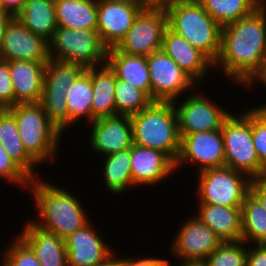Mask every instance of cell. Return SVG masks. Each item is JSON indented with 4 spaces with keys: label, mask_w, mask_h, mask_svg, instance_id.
<instances>
[{
    "label": "cell",
    "mask_w": 266,
    "mask_h": 266,
    "mask_svg": "<svg viewBox=\"0 0 266 266\" xmlns=\"http://www.w3.org/2000/svg\"><path fill=\"white\" fill-rule=\"evenodd\" d=\"M262 3L250 15L222 27L221 48L215 65L227 76L249 86L266 62V16Z\"/></svg>",
    "instance_id": "obj_1"
},
{
    "label": "cell",
    "mask_w": 266,
    "mask_h": 266,
    "mask_svg": "<svg viewBox=\"0 0 266 266\" xmlns=\"http://www.w3.org/2000/svg\"><path fill=\"white\" fill-rule=\"evenodd\" d=\"M35 179L32 178L29 186L42 222L32 221L33 224L65 239L89 223L80 202L74 195L50 183L38 179L36 182Z\"/></svg>",
    "instance_id": "obj_2"
},
{
    "label": "cell",
    "mask_w": 266,
    "mask_h": 266,
    "mask_svg": "<svg viewBox=\"0 0 266 266\" xmlns=\"http://www.w3.org/2000/svg\"><path fill=\"white\" fill-rule=\"evenodd\" d=\"M167 27L203 52L213 63L221 48L222 27L198 0H174L165 8Z\"/></svg>",
    "instance_id": "obj_3"
},
{
    "label": "cell",
    "mask_w": 266,
    "mask_h": 266,
    "mask_svg": "<svg viewBox=\"0 0 266 266\" xmlns=\"http://www.w3.org/2000/svg\"><path fill=\"white\" fill-rule=\"evenodd\" d=\"M174 102L153 101L130 116L133 144L160 150L176 162L181 148L178 117Z\"/></svg>",
    "instance_id": "obj_4"
},
{
    "label": "cell",
    "mask_w": 266,
    "mask_h": 266,
    "mask_svg": "<svg viewBox=\"0 0 266 266\" xmlns=\"http://www.w3.org/2000/svg\"><path fill=\"white\" fill-rule=\"evenodd\" d=\"M224 139V166L246 174L251 179L266 178L252 140V109L245 114L230 116L221 128Z\"/></svg>",
    "instance_id": "obj_5"
},
{
    "label": "cell",
    "mask_w": 266,
    "mask_h": 266,
    "mask_svg": "<svg viewBox=\"0 0 266 266\" xmlns=\"http://www.w3.org/2000/svg\"><path fill=\"white\" fill-rule=\"evenodd\" d=\"M15 117L27 152L38 162L55 156L60 130L49 120L40 103L16 104L8 109Z\"/></svg>",
    "instance_id": "obj_6"
},
{
    "label": "cell",
    "mask_w": 266,
    "mask_h": 266,
    "mask_svg": "<svg viewBox=\"0 0 266 266\" xmlns=\"http://www.w3.org/2000/svg\"><path fill=\"white\" fill-rule=\"evenodd\" d=\"M48 43L51 59L79 65L85 70L106 63L108 48L97 30L57 27Z\"/></svg>",
    "instance_id": "obj_7"
},
{
    "label": "cell",
    "mask_w": 266,
    "mask_h": 266,
    "mask_svg": "<svg viewBox=\"0 0 266 266\" xmlns=\"http://www.w3.org/2000/svg\"><path fill=\"white\" fill-rule=\"evenodd\" d=\"M230 167L210 168L200 171L198 195L200 202L228 207H241L250 193L252 180Z\"/></svg>",
    "instance_id": "obj_8"
},
{
    "label": "cell",
    "mask_w": 266,
    "mask_h": 266,
    "mask_svg": "<svg viewBox=\"0 0 266 266\" xmlns=\"http://www.w3.org/2000/svg\"><path fill=\"white\" fill-rule=\"evenodd\" d=\"M166 28L167 14L164 8H144L115 48L122 53L147 57L162 49Z\"/></svg>",
    "instance_id": "obj_9"
},
{
    "label": "cell",
    "mask_w": 266,
    "mask_h": 266,
    "mask_svg": "<svg viewBox=\"0 0 266 266\" xmlns=\"http://www.w3.org/2000/svg\"><path fill=\"white\" fill-rule=\"evenodd\" d=\"M146 61L153 101L175 102L176 96L179 97L180 93L183 94L194 83V80L162 49L148 55Z\"/></svg>",
    "instance_id": "obj_10"
},
{
    "label": "cell",
    "mask_w": 266,
    "mask_h": 266,
    "mask_svg": "<svg viewBox=\"0 0 266 266\" xmlns=\"http://www.w3.org/2000/svg\"><path fill=\"white\" fill-rule=\"evenodd\" d=\"M143 9L135 0H98L97 31L103 44L116 47Z\"/></svg>",
    "instance_id": "obj_11"
},
{
    "label": "cell",
    "mask_w": 266,
    "mask_h": 266,
    "mask_svg": "<svg viewBox=\"0 0 266 266\" xmlns=\"http://www.w3.org/2000/svg\"><path fill=\"white\" fill-rule=\"evenodd\" d=\"M49 43L25 27L17 17L7 23L0 48V60L48 62Z\"/></svg>",
    "instance_id": "obj_12"
},
{
    "label": "cell",
    "mask_w": 266,
    "mask_h": 266,
    "mask_svg": "<svg viewBox=\"0 0 266 266\" xmlns=\"http://www.w3.org/2000/svg\"><path fill=\"white\" fill-rule=\"evenodd\" d=\"M188 160L200 164L199 171L223 167L225 153L221 129L184 135L175 167Z\"/></svg>",
    "instance_id": "obj_13"
},
{
    "label": "cell",
    "mask_w": 266,
    "mask_h": 266,
    "mask_svg": "<svg viewBox=\"0 0 266 266\" xmlns=\"http://www.w3.org/2000/svg\"><path fill=\"white\" fill-rule=\"evenodd\" d=\"M175 110L178 117L180 137L184 135L219 130L230 116L217 105L198 95H191Z\"/></svg>",
    "instance_id": "obj_14"
},
{
    "label": "cell",
    "mask_w": 266,
    "mask_h": 266,
    "mask_svg": "<svg viewBox=\"0 0 266 266\" xmlns=\"http://www.w3.org/2000/svg\"><path fill=\"white\" fill-rule=\"evenodd\" d=\"M172 245L174 256L183 261H205L222 240L197 217L188 219Z\"/></svg>",
    "instance_id": "obj_15"
},
{
    "label": "cell",
    "mask_w": 266,
    "mask_h": 266,
    "mask_svg": "<svg viewBox=\"0 0 266 266\" xmlns=\"http://www.w3.org/2000/svg\"><path fill=\"white\" fill-rule=\"evenodd\" d=\"M92 123L90 142L95 151L109 155L132 147L133 133L130 116L101 117Z\"/></svg>",
    "instance_id": "obj_16"
},
{
    "label": "cell",
    "mask_w": 266,
    "mask_h": 266,
    "mask_svg": "<svg viewBox=\"0 0 266 266\" xmlns=\"http://www.w3.org/2000/svg\"><path fill=\"white\" fill-rule=\"evenodd\" d=\"M14 89V105L39 103L44 86L47 62L25 60L6 61Z\"/></svg>",
    "instance_id": "obj_17"
},
{
    "label": "cell",
    "mask_w": 266,
    "mask_h": 266,
    "mask_svg": "<svg viewBox=\"0 0 266 266\" xmlns=\"http://www.w3.org/2000/svg\"><path fill=\"white\" fill-rule=\"evenodd\" d=\"M93 230L89 222L64 239L68 266H95L113 253Z\"/></svg>",
    "instance_id": "obj_18"
},
{
    "label": "cell",
    "mask_w": 266,
    "mask_h": 266,
    "mask_svg": "<svg viewBox=\"0 0 266 266\" xmlns=\"http://www.w3.org/2000/svg\"><path fill=\"white\" fill-rule=\"evenodd\" d=\"M175 162L164 152L156 149L131 147V176L133 186L150 185L162 180L175 170Z\"/></svg>",
    "instance_id": "obj_19"
},
{
    "label": "cell",
    "mask_w": 266,
    "mask_h": 266,
    "mask_svg": "<svg viewBox=\"0 0 266 266\" xmlns=\"http://www.w3.org/2000/svg\"><path fill=\"white\" fill-rule=\"evenodd\" d=\"M162 50L195 82L207 73L208 66L214 65L203 52L168 27L163 33Z\"/></svg>",
    "instance_id": "obj_20"
},
{
    "label": "cell",
    "mask_w": 266,
    "mask_h": 266,
    "mask_svg": "<svg viewBox=\"0 0 266 266\" xmlns=\"http://www.w3.org/2000/svg\"><path fill=\"white\" fill-rule=\"evenodd\" d=\"M24 227L20 238L32 249L41 266H68L64 239L31 221Z\"/></svg>",
    "instance_id": "obj_21"
},
{
    "label": "cell",
    "mask_w": 266,
    "mask_h": 266,
    "mask_svg": "<svg viewBox=\"0 0 266 266\" xmlns=\"http://www.w3.org/2000/svg\"><path fill=\"white\" fill-rule=\"evenodd\" d=\"M196 217L207 225L222 242L241 241V207L200 203L199 213Z\"/></svg>",
    "instance_id": "obj_22"
},
{
    "label": "cell",
    "mask_w": 266,
    "mask_h": 266,
    "mask_svg": "<svg viewBox=\"0 0 266 266\" xmlns=\"http://www.w3.org/2000/svg\"><path fill=\"white\" fill-rule=\"evenodd\" d=\"M106 64L115 73L116 78L127 81L151 98V80L146 56L122 53L113 47L108 49Z\"/></svg>",
    "instance_id": "obj_23"
},
{
    "label": "cell",
    "mask_w": 266,
    "mask_h": 266,
    "mask_svg": "<svg viewBox=\"0 0 266 266\" xmlns=\"http://www.w3.org/2000/svg\"><path fill=\"white\" fill-rule=\"evenodd\" d=\"M58 27L97 30L98 0H55Z\"/></svg>",
    "instance_id": "obj_24"
},
{
    "label": "cell",
    "mask_w": 266,
    "mask_h": 266,
    "mask_svg": "<svg viewBox=\"0 0 266 266\" xmlns=\"http://www.w3.org/2000/svg\"><path fill=\"white\" fill-rule=\"evenodd\" d=\"M16 17L31 32L48 42L58 27L55 0H26Z\"/></svg>",
    "instance_id": "obj_25"
},
{
    "label": "cell",
    "mask_w": 266,
    "mask_h": 266,
    "mask_svg": "<svg viewBox=\"0 0 266 266\" xmlns=\"http://www.w3.org/2000/svg\"><path fill=\"white\" fill-rule=\"evenodd\" d=\"M91 68V82L93 87L92 122L97 118L115 116V85L116 76L105 63L96 71Z\"/></svg>",
    "instance_id": "obj_26"
},
{
    "label": "cell",
    "mask_w": 266,
    "mask_h": 266,
    "mask_svg": "<svg viewBox=\"0 0 266 266\" xmlns=\"http://www.w3.org/2000/svg\"><path fill=\"white\" fill-rule=\"evenodd\" d=\"M0 142L7 154L32 178L34 164H39L25 149L14 115L8 109H0Z\"/></svg>",
    "instance_id": "obj_27"
},
{
    "label": "cell",
    "mask_w": 266,
    "mask_h": 266,
    "mask_svg": "<svg viewBox=\"0 0 266 266\" xmlns=\"http://www.w3.org/2000/svg\"><path fill=\"white\" fill-rule=\"evenodd\" d=\"M92 100L91 69H87L69 86L66 92L68 125L75 123L84 115L88 121L92 122Z\"/></svg>",
    "instance_id": "obj_28"
},
{
    "label": "cell",
    "mask_w": 266,
    "mask_h": 266,
    "mask_svg": "<svg viewBox=\"0 0 266 266\" xmlns=\"http://www.w3.org/2000/svg\"><path fill=\"white\" fill-rule=\"evenodd\" d=\"M203 9L221 26L250 15L262 0H198Z\"/></svg>",
    "instance_id": "obj_29"
},
{
    "label": "cell",
    "mask_w": 266,
    "mask_h": 266,
    "mask_svg": "<svg viewBox=\"0 0 266 266\" xmlns=\"http://www.w3.org/2000/svg\"><path fill=\"white\" fill-rule=\"evenodd\" d=\"M85 71L79 65L49 59L45 67L42 95L66 97L69 86Z\"/></svg>",
    "instance_id": "obj_30"
},
{
    "label": "cell",
    "mask_w": 266,
    "mask_h": 266,
    "mask_svg": "<svg viewBox=\"0 0 266 266\" xmlns=\"http://www.w3.org/2000/svg\"><path fill=\"white\" fill-rule=\"evenodd\" d=\"M242 239L256 244H266V211L260 202L249 193L241 206ZM249 239V240H248Z\"/></svg>",
    "instance_id": "obj_31"
},
{
    "label": "cell",
    "mask_w": 266,
    "mask_h": 266,
    "mask_svg": "<svg viewBox=\"0 0 266 266\" xmlns=\"http://www.w3.org/2000/svg\"><path fill=\"white\" fill-rule=\"evenodd\" d=\"M104 178L107 189L122 193L128 185L133 186L131 176V148L106 155Z\"/></svg>",
    "instance_id": "obj_32"
},
{
    "label": "cell",
    "mask_w": 266,
    "mask_h": 266,
    "mask_svg": "<svg viewBox=\"0 0 266 266\" xmlns=\"http://www.w3.org/2000/svg\"><path fill=\"white\" fill-rule=\"evenodd\" d=\"M153 100L142 90L127 81L116 78L115 110L116 115L132 116L139 113Z\"/></svg>",
    "instance_id": "obj_33"
},
{
    "label": "cell",
    "mask_w": 266,
    "mask_h": 266,
    "mask_svg": "<svg viewBox=\"0 0 266 266\" xmlns=\"http://www.w3.org/2000/svg\"><path fill=\"white\" fill-rule=\"evenodd\" d=\"M244 241L222 242L205 260L208 266H246L247 249Z\"/></svg>",
    "instance_id": "obj_34"
},
{
    "label": "cell",
    "mask_w": 266,
    "mask_h": 266,
    "mask_svg": "<svg viewBox=\"0 0 266 266\" xmlns=\"http://www.w3.org/2000/svg\"><path fill=\"white\" fill-rule=\"evenodd\" d=\"M39 103L42 105L49 120L58 130L63 132L68 125V106L66 97L58 95H42Z\"/></svg>",
    "instance_id": "obj_35"
},
{
    "label": "cell",
    "mask_w": 266,
    "mask_h": 266,
    "mask_svg": "<svg viewBox=\"0 0 266 266\" xmlns=\"http://www.w3.org/2000/svg\"><path fill=\"white\" fill-rule=\"evenodd\" d=\"M252 140L259 162L266 170V105L252 110Z\"/></svg>",
    "instance_id": "obj_36"
},
{
    "label": "cell",
    "mask_w": 266,
    "mask_h": 266,
    "mask_svg": "<svg viewBox=\"0 0 266 266\" xmlns=\"http://www.w3.org/2000/svg\"><path fill=\"white\" fill-rule=\"evenodd\" d=\"M3 256L2 266H41L32 249L19 236Z\"/></svg>",
    "instance_id": "obj_37"
},
{
    "label": "cell",
    "mask_w": 266,
    "mask_h": 266,
    "mask_svg": "<svg viewBox=\"0 0 266 266\" xmlns=\"http://www.w3.org/2000/svg\"><path fill=\"white\" fill-rule=\"evenodd\" d=\"M0 177L9 181L29 186L32 177L14 160L12 159L0 142ZM24 184V185H23ZM26 184V185H25ZM28 184V185H27Z\"/></svg>",
    "instance_id": "obj_38"
},
{
    "label": "cell",
    "mask_w": 266,
    "mask_h": 266,
    "mask_svg": "<svg viewBox=\"0 0 266 266\" xmlns=\"http://www.w3.org/2000/svg\"><path fill=\"white\" fill-rule=\"evenodd\" d=\"M14 106V89L11 80L9 65L0 60V109H9Z\"/></svg>",
    "instance_id": "obj_39"
},
{
    "label": "cell",
    "mask_w": 266,
    "mask_h": 266,
    "mask_svg": "<svg viewBox=\"0 0 266 266\" xmlns=\"http://www.w3.org/2000/svg\"><path fill=\"white\" fill-rule=\"evenodd\" d=\"M246 266H266V244L247 250Z\"/></svg>",
    "instance_id": "obj_40"
},
{
    "label": "cell",
    "mask_w": 266,
    "mask_h": 266,
    "mask_svg": "<svg viewBox=\"0 0 266 266\" xmlns=\"http://www.w3.org/2000/svg\"><path fill=\"white\" fill-rule=\"evenodd\" d=\"M250 193L260 202L266 211V178L252 180Z\"/></svg>",
    "instance_id": "obj_41"
},
{
    "label": "cell",
    "mask_w": 266,
    "mask_h": 266,
    "mask_svg": "<svg viewBox=\"0 0 266 266\" xmlns=\"http://www.w3.org/2000/svg\"><path fill=\"white\" fill-rule=\"evenodd\" d=\"M168 260L158 258H144L140 260L120 259V266H170Z\"/></svg>",
    "instance_id": "obj_42"
},
{
    "label": "cell",
    "mask_w": 266,
    "mask_h": 266,
    "mask_svg": "<svg viewBox=\"0 0 266 266\" xmlns=\"http://www.w3.org/2000/svg\"><path fill=\"white\" fill-rule=\"evenodd\" d=\"M1 2L6 12L16 17L25 6L26 0H1Z\"/></svg>",
    "instance_id": "obj_43"
},
{
    "label": "cell",
    "mask_w": 266,
    "mask_h": 266,
    "mask_svg": "<svg viewBox=\"0 0 266 266\" xmlns=\"http://www.w3.org/2000/svg\"><path fill=\"white\" fill-rule=\"evenodd\" d=\"M141 4L144 8H166L174 0H135Z\"/></svg>",
    "instance_id": "obj_44"
},
{
    "label": "cell",
    "mask_w": 266,
    "mask_h": 266,
    "mask_svg": "<svg viewBox=\"0 0 266 266\" xmlns=\"http://www.w3.org/2000/svg\"><path fill=\"white\" fill-rule=\"evenodd\" d=\"M112 256H113V253L108 258H106L104 261L100 262L99 264L95 266H120V259H116L115 256L113 257Z\"/></svg>",
    "instance_id": "obj_45"
},
{
    "label": "cell",
    "mask_w": 266,
    "mask_h": 266,
    "mask_svg": "<svg viewBox=\"0 0 266 266\" xmlns=\"http://www.w3.org/2000/svg\"><path fill=\"white\" fill-rule=\"evenodd\" d=\"M11 18L12 16H0V48L2 44L5 27Z\"/></svg>",
    "instance_id": "obj_46"
},
{
    "label": "cell",
    "mask_w": 266,
    "mask_h": 266,
    "mask_svg": "<svg viewBox=\"0 0 266 266\" xmlns=\"http://www.w3.org/2000/svg\"><path fill=\"white\" fill-rule=\"evenodd\" d=\"M181 266H208L205 261H183Z\"/></svg>",
    "instance_id": "obj_47"
},
{
    "label": "cell",
    "mask_w": 266,
    "mask_h": 266,
    "mask_svg": "<svg viewBox=\"0 0 266 266\" xmlns=\"http://www.w3.org/2000/svg\"><path fill=\"white\" fill-rule=\"evenodd\" d=\"M259 80V81H262V82H264L265 83V85H266V62H265V64H264V67H263V70L255 77V80L257 81V79Z\"/></svg>",
    "instance_id": "obj_48"
},
{
    "label": "cell",
    "mask_w": 266,
    "mask_h": 266,
    "mask_svg": "<svg viewBox=\"0 0 266 266\" xmlns=\"http://www.w3.org/2000/svg\"><path fill=\"white\" fill-rule=\"evenodd\" d=\"M0 16H11V15H9V14L6 12L5 8H4L3 5H2L1 0H0Z\"/></svg>",
    "instance_id": "obj_49"
}]
</instances>
